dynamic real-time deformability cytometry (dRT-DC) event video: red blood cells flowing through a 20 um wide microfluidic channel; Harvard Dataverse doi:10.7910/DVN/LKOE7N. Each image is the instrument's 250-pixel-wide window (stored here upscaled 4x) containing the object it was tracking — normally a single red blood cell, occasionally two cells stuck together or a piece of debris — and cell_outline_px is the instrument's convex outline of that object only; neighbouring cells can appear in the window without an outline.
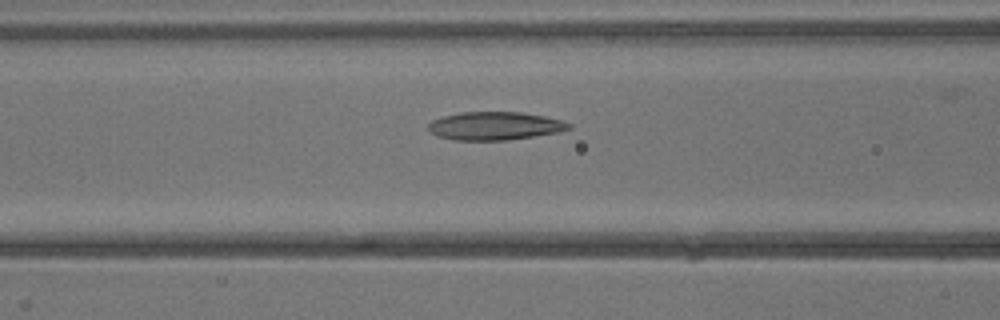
{"species": "common noctule bat (a hibernating species)", "species_latin": "Nyctalus noctula", "temperature_condition": "warm", "stored_images_in_passage": 14, "camera_frame_rate_fps": 3000, "um_per_image_px": 0.085, "animal": {"sex": "male", "body_mass_g": 13.3}, "frame": {"image": 1, "passage_image": 5, "time_ms": 1.333, "image_size_px": [1000, 320], "cell_outline_px": [[572, 128], [556, 132], [508, 140], [452, 140], [428, 132], [428, 124], [432, 120], [444, 116], [460, 112], [520, 112], [544, 116], [560, 120], [572, 124]], "centroid_in_image_um": [42.03, 10.7], "position_along_channel_um": 124.6, "area_um2": 22.95}}
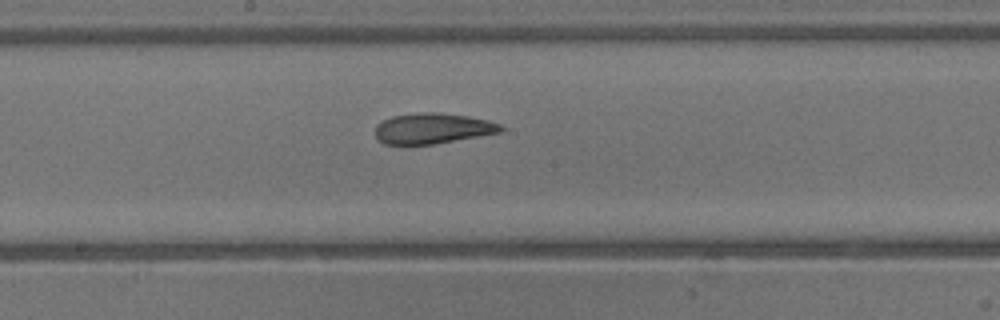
{"frame": {"image": 2, "passage_image": 10, "time_ms": 3.0, "image_size_px": [1000, 320], "cell_outline_px": [[504, 128], [500, 132], [432, 144], [404, 148], [384, 144], [376, 136], [376, 124], [392, 116], [420, 112], [440, 112], [468, 116], [488, 120], [500, 124]], "centroid_in_image_um": [36.7, 10.94], "position_along_channel_um": 211.5, "area_um2": 22.83}}
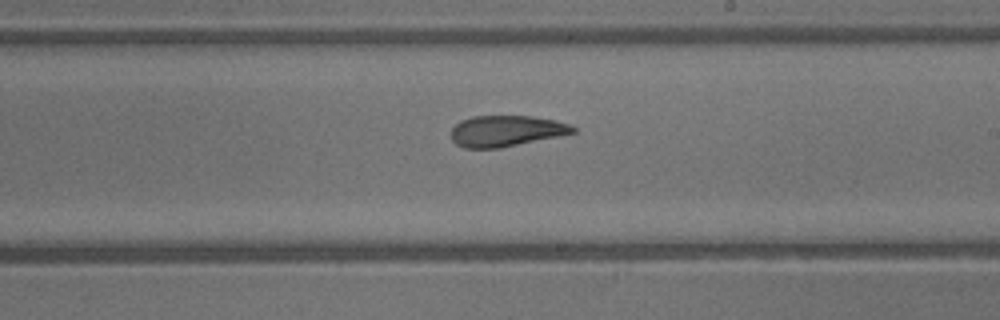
{"frame": {"image": 3, "passage_image": 12, "time_ms": 3.667, "image_size_px": [1000, 320], "cell_outline_px": [[576, 132], [560, 136], [500, 148], [464, 148], [456, 144], [452, 140], [452, 128], [460, 120], [472, 116], [532, 116], [556, 120], [568, 124], [576, 128]], "centroid_in_image_um": [43.02, 11.13], "position_along_channel_um": 246.0, "area_um2": 22.08}}